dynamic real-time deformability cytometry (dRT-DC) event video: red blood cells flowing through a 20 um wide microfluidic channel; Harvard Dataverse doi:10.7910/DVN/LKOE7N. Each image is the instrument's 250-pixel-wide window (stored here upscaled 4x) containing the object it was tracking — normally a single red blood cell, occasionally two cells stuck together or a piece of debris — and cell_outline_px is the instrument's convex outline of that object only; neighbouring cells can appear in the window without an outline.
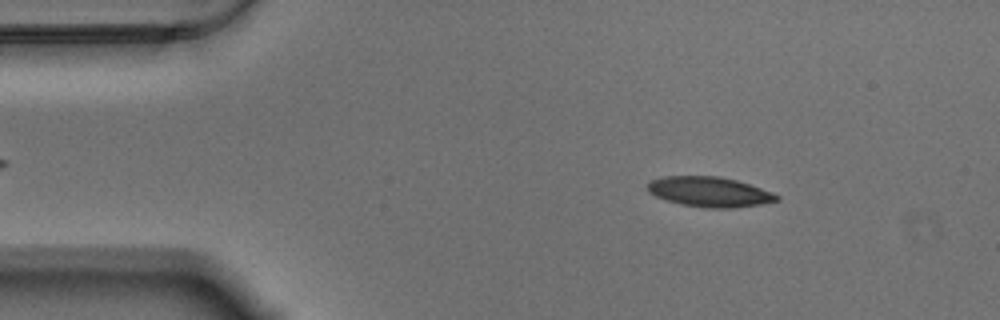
{"species": "Egyptian fruit bat (a non-hibernating species)", "species_latin": "Rousettus aegyptiacus", "temperature_condition": "warm", "stored_images_in_passage": 56, "camera_frame_rate_fps": 3000, "um_per_image_px": 0.085, "animal": {"sex": "male"}, "frame": {"image": 1, "passage_image": 7, "time_ms": 2.0, "image_size_px": [1000, 320], "cell_outline_px": [[780, 200], [760, 204], [732, 208], [704, 208], [680, 204], [656, 196], [648, 192], [648, 180], [664, 176], [720, 176], [736, 180], [772, 192], [780, 196]], "centroid_in_image_um": [60.29, 16.3], "position_along_channel_um": 24.7, "area_um2": 22.6}}
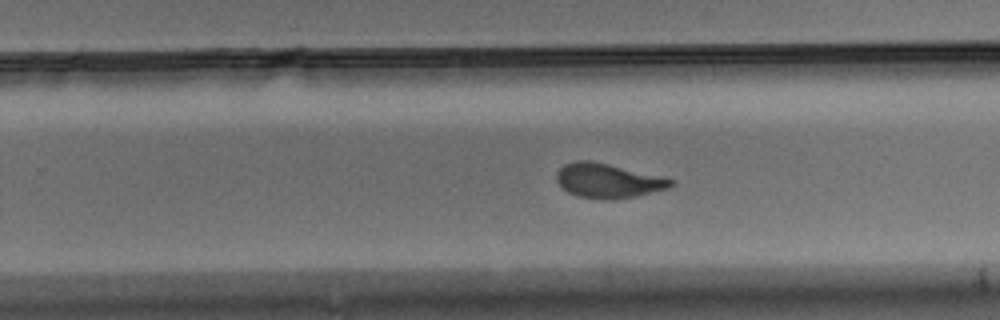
{"frame": {"image": 2, "passage_image": 34, "time_ms": 11.0, "image_size_px": [1000, 320], "cell_outline_px": [[676, 184], [668, 188], [636, 196], [604, 200], [576, 196], [568, 192], [556, 180], [556, 172], [564, 164], [576, 160], [592, 160], [676, 180]], "centroid_in_image_um": [51.67, 15.35], "position_along_channel_um": 278.1, "area_um2": 22.89}}
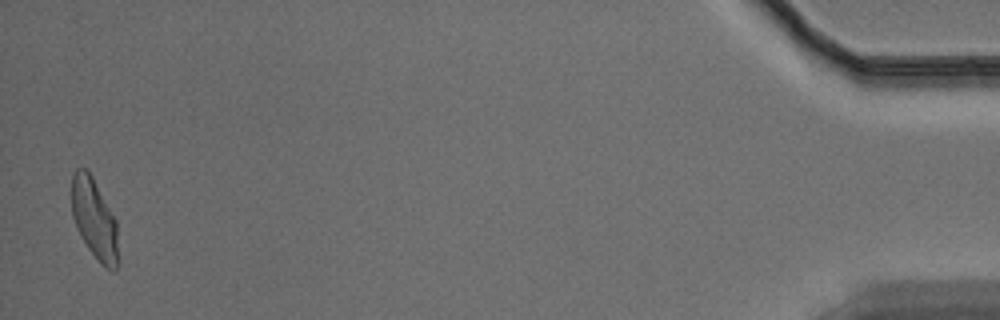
{"frame": {"image": 3, "passage_image": 55, "time_ms": 18.0, "image_size_px": [1000, 320], "cell_outline_px": [[116, 272], [112, 272], [100, 264], [88, 248], [80, 236], [76, 228], [72, 216], [72, 172], [76, 168], [88, 168], [116, 220]], "centroid_in_image_um": [7.98, 18.58], "position_along_channel_um": 427.2, "area_um2": 21.68}, "authors_computed_cell_mechanics": {"area_um2": 22.9177, "velocity_mm_per_s": 3.4806, "shape_relaxation_time_tau1_ms": 6.9687, "shape_relaxation_time_tau2_ms": 1.2737, "deformation_change_tau1": 0.1988, "deformation_change_tau2": 0.0737}}